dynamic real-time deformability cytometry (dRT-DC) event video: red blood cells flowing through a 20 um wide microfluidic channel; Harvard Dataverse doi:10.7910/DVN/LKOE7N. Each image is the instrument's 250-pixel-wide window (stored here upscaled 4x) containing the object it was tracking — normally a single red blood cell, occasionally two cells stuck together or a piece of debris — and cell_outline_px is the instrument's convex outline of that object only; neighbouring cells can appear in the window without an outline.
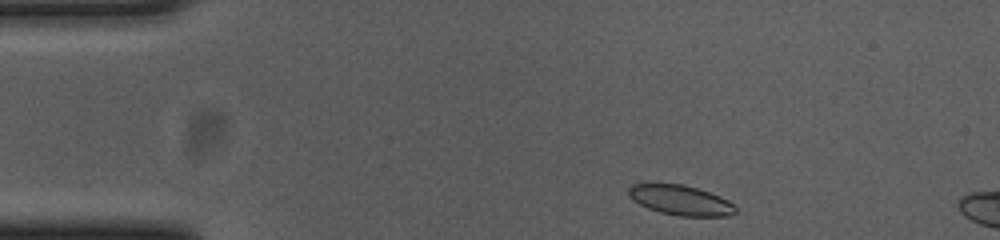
{"species": "common noctule bat (a hibernating species)", "species_latin": "Nyctalus noctula", "temperature_condition": "cold", "stored_images_in_passage": 10, "camera_frame_rate_fps": 3000, "um_per_image_px": 0.085, "animal": {"sex": "female", "body_mass_g": 23.0, "forearm_length_mm": 53.4}, "frame": {"image": 1, "passage_image": 2, "time_ms": 0.333, "image_size_px": [1000, 240], "cell_outline_px": [[736, 212], [728, 216], [680, 216], [660, 212], [648, 208], [632, 200], [628, 196], [628, 188], [632, 184], [684, 184], [720, 196], [728, 200], [736, 208]], "centroid_in_image_um": [57.83, 17.02], "position_along_channel_um": 27.2, "area_um2": 18.55}}